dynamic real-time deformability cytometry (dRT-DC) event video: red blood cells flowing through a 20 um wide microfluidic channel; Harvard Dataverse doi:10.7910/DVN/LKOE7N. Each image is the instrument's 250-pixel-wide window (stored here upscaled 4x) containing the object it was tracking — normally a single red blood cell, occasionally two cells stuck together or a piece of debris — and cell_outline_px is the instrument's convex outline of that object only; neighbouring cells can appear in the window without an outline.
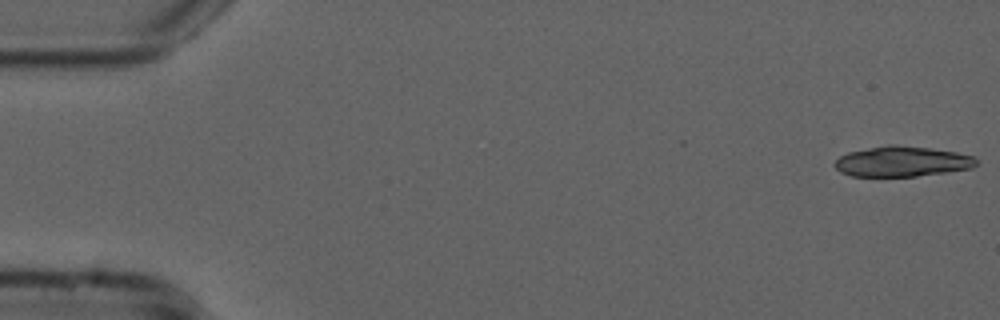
{"species": "common noctule bat (a hibernating species)", "species_latin": "Nyctalus noctula", "temperature_condition": "cold", "stored_images_in_passage": 13, "camera_frame_rate_fps": 3000, "um_per_image_px": 0.085, "animal": {"sex": "male", "forearm_length_mm": 52.5}, "frame": {"image": 1, "passage_image": 1, "time_ms": 0.0, "image_size_px": [1000, 320], "cell_outline_px": [[980, 160], [972, 168], [916, 176], [852, 176], [840, 172], [832, 164], [840, 156], [848, 152], [888, 144], [896, 144], [928, 148], [956, 152], [972, 156]], "centroid_in_image_um": [76.65, 13.72], "position_along_channel_um": 8.3, "area_um2": 24.97}}
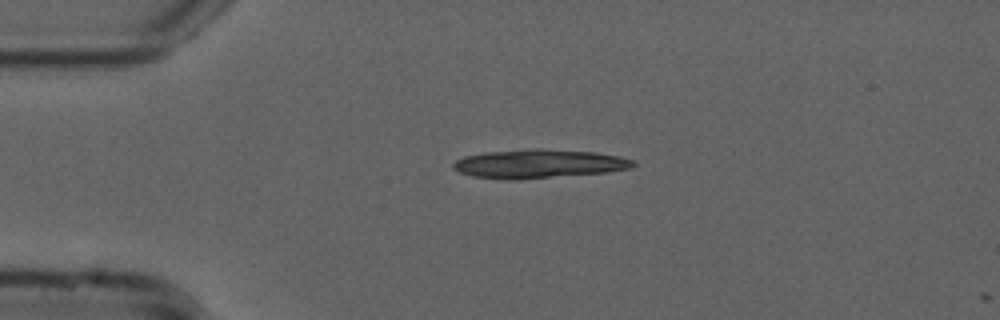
{"frame": {"image": 2, "passage_image": 12, "time_ms": 3.667, "image_size_px": [1000, 320], "cell_outline_px": [[636, 164], [632, 168], [608, 172], [520, 180], [508, 180], [472, 176], [460, 172], [452, 168], [452, 164], [456, 160], [464, 156], [484, 152], [528, 148], [540, 148], [596, 152], [620, 156], [632, 160]], "centroid_in_image_um": [45.79, 13.92], "position_along_channel_um": 39.2, "area_um2": 30.63}}